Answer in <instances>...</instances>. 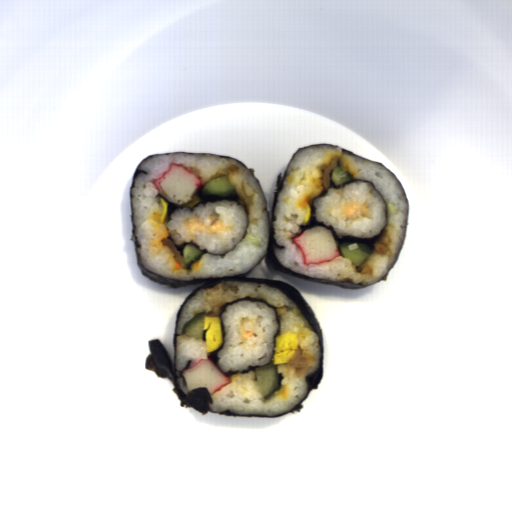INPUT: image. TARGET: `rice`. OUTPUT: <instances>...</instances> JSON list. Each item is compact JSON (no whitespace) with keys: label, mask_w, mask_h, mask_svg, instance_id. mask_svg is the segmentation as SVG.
<instances>
[{"label":"rice","mask_w":512,"mask_h":512,"mask_svg":"<svg viewBox=\"0 0 512 512\" xmlns=\"http://www.w3.org/2000/svg\"><path fill=\"white\" fill-rule=\"evenodd\" d=\"M341 165L350 172L353 179H363L375 183L388 205V225L376 241L372 256L365 258L360 266H354L351 259L339 256L332 262L305 265L301 251L291 237L301 231L306 206L322 191L328 190L329 173L335 165ZM276 221H273L275 237L281 246H274V252L282 265L297 272L334 280L351 278L355 283L366 280L369 284L385 274L394 264L402 247L407 205L405 195L394 177L384 166L361 157L343 155L342 149L328 144H316L297 152L284 181L283 188L273 208Z\"/></svg>","instance_id":"1"},{"label":"rice","mask_w":512,"mask_h":512,"mask_svg":"<svg viewBox=\"0 0 512 512\" xmlns=\"http://www.w3.org/2000/svg\"><path fill=\"white\" fill-rule=\"evenodd\" d=\"M262 298L269 305L277 306L280 314L281 333H297L298 347L288 363L277 366V373L283 379L279 387L267 397H263L256 381L255 371L248 373L236 371L228 376L226 385L211 394L213 404L210 411L230 409L237 414L276 415L297 405L307 395L305 375L317 369L320 359L319 335L310 322L302 314L299 306L287 297L278 287L254 282H222L213 288H203L191 296L183 305L176 332V363L177 370H182L188 360H202L211 352L207 351L205 332L202 339L189 337L182 333L186 323L197 314L218 316L221 307L238 298Z\"/></svg>","instance_id":"2"},{"label":"rice","mask_w":512,"mask_h":512,"mask_svg":"<svg viewBox=\"0 0 512 512\" xmlns=\"http://www.w3.org/2000/svg\"><path fill=\"white\" fill-rule=\"evenodd\" d=\"M181 165L196 175L202 184H206L217 176L227 175L232 186L243 196L250 212L248 234L238 243L225 259L219 256L204 254L199 261L192 264V271L187 275L182 255L176 250L172 241L163 239L164 245L160 250L150 247L156 237L154 223L148 217L151 213L161 211L155 195L160 193L151 183L159 177L169 164ZM148 172L136 180L133 194V206L136 215L133 217L137 226L135 231L141 249L142 266L167 277L178 280H189L193 277H217L238 275L249 271L265 254L268 244L269 225L267 212L263 211L265 203L263 194L251 173L230 158H220L210 154H175L161 157H151L139 168Z\"/></svg>","instance_id":"3"},{"label":"rice","mask_w":512,"mask_h":512,"mask_svg":"<svg viewBox=\"0 0 512 512\" xmlns=\"http://www.w3.org/2000/svg\"><path fill=\"white\" fill-rule=\"evenodd\" d=\"M257 316V324L253 330L257 337H251L243 343L239 332L240 317ZM221 317L224 321V346L217 353L219 368L228 372L243 371L249 365L262 366L268 364L273 348V336L278 331L275 309L268 308L262 301L243 300L227 306V312Z\"/></svg>","instance_id":"4"},{"label":"rice","mask_w":512,"mask_h":512,"mask_svg":"<svg viewBox=\"0 0 512 512\" xmlns=\"http://www.w3.org/2000/svg\"><path fill=\"white\" fill-rule=\"evenodd\" d=\"M191 208L175 209L171 213L172 220H168L166 228L171 238L175 239V244L183 241H190L189 230L185 223L188 218L198 217L207 227L212 225L209 217L213 220H221L224 226L234 225L232 229L220 233H208L203 230H195L197 237L194 239L199 244V249L207 248L213 255H220L231 251L242 241L247 225V215L243 209L237 205L236 201H216L207 202L205 207L200 203L195 206L193 212Z\"/></svg>","instance_id":"5"},{"label":"rice","mask_w":512,"mask_h":512,"mask_svg":"<svg viewBox=\"0 0 512 512\" xmlns=\"http://www.w3.org/2000/svg\"><path fill=\"white\" fill-rule=\"evenodd\" d=\"M367 199L369 208L374 211L373 219L361 217L358 211L356 213L359 220L345 221L343 215H339L343 204L350 201L362 203ZM314 206L317 208L316 220L333 226L339 237L351 235L359 239H369L381 233L387 222L385 202L371 183L357 181L340 189L331 187L327 196L315 199Z\"/></svg>","instance_id":"6"}]
</instances>
